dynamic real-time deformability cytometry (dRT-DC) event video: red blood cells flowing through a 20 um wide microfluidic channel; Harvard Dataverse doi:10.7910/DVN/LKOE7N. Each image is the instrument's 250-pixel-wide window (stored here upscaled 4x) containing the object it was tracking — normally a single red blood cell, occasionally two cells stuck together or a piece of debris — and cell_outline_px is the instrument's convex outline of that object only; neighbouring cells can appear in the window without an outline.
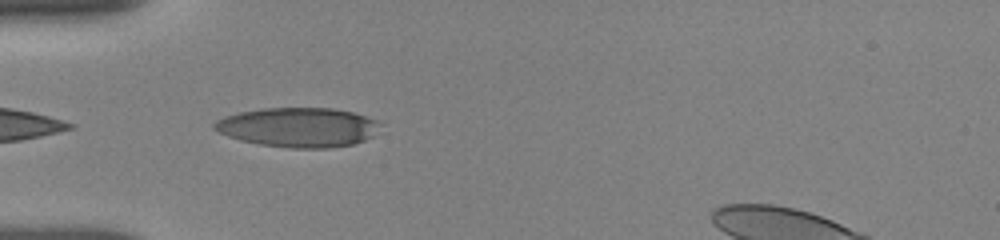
{"species": "human", "species_latin": "Homo sapiens", "temperature_condition": "room temperature", "stored_images_in_passage": 8, "camera_frame_rate_fps": 3000, "um_per_image_px": 0.085, "donor": {"sex": "female"}, "frame": {"image": 1, "passage_image": 5, "time_ms": 3.0, "image_size_px": [1000, 240], "cell_outline_px": [[380, 124], [372, 136], [364, 140], [352, 144], [328, 148], [292, 148], [260, 144], [240, 140], [228, 136], [212, 128], [212, 124], [216, 120], [224, 116], [240, 112], [264, 108], [332, 108], [352, 112], [376, 120]], "centroid_in_image_um": [25.31, 10.82], "position_along_channel_um": 59.7, "area_um2": 37.92}}
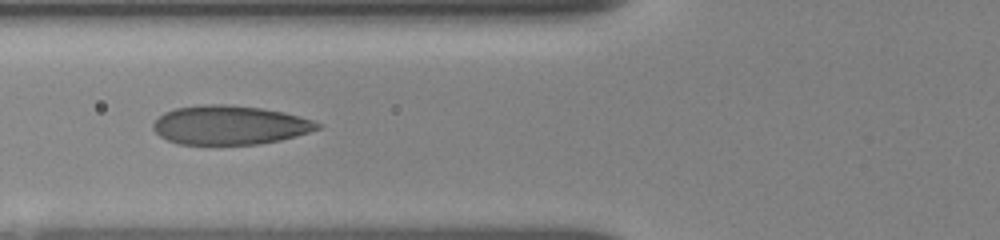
{"frame": {"image": 2, "passage_image": 7, "time_ms": 4.333, "image_size_px": [1000, 240], "cell_outline_px": [[324, 124], [320, 128], [296, 136], [280, 140], [260, 144], [180, 144], [168, 140], [160, 136], [152, 128], [152, 124], [164, 112], [176, 108], [204, 104], [224, 104], [260, 108], [284, 112], [312, 120]], "centroid_in_image_um": [19.53, 10.63], "position_along_channel_um": 106.3, "area_um2": 37.22}}